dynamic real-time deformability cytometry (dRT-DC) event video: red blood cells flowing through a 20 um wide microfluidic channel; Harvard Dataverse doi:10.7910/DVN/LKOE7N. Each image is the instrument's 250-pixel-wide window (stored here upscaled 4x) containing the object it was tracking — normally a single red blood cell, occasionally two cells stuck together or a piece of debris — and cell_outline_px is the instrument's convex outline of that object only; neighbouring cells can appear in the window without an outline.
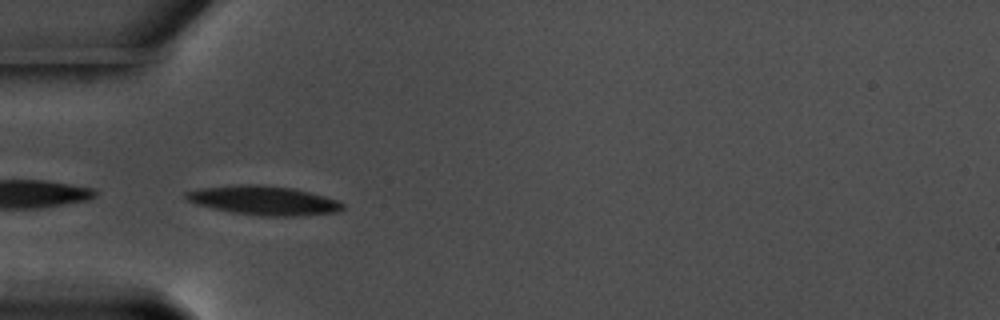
{"species": "common noctule bat (a hibernating species)", "species_latin": "Nyctalus noctula", "temperature_condition": "warm", "stored_images_in_passage": 39, "camera_frame_rate_fps": 3000, "um_per_image_px": 0.085, "animal": {"sex": "male", "body_mass_g": 17.5, "forearm_length_mm": 52.3}, "frame": {"image": 1, "passage_image": 1, "time_ms": 0.0, "image_size_px": [1000, 320], "cell_outline_px": [[344, 208], [336, 212], [300, 216], [260, 216], [232, 212], [196, 204], [188, 200], [184, 196], [184, 192], [200, 188], [240, 184], [260, 184], [292, 188], [324, 196], [336, 200], [344, 204]], "centroid_in_image_um": [22.4, 17.03], "position_along_channel_um": 62.6, "area_um2": 26.47}}
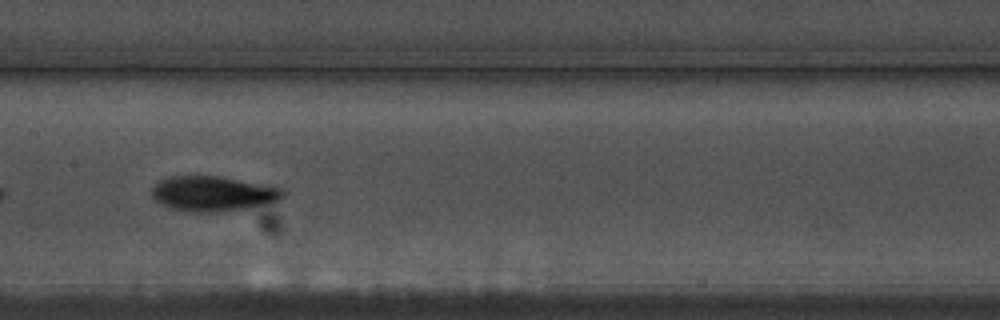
{"frame": {"image": 2, "passage_image": 12, "time_ms": 3.667, "image_size_px": [1000, 320], "cell_outline_px": [[288, 192], [280, 200], [244, 208], [216, 212], [192, 212], [168, 208], [160, 204], [152, 196], [152, 188], [160, 180], [168, 176], [216, 176], [268, 184], [280, 188]], "centroid_in_image_um": [18.1, 16.45], "position_along_channel_um": 189.3, "area_um2": 26.82}}
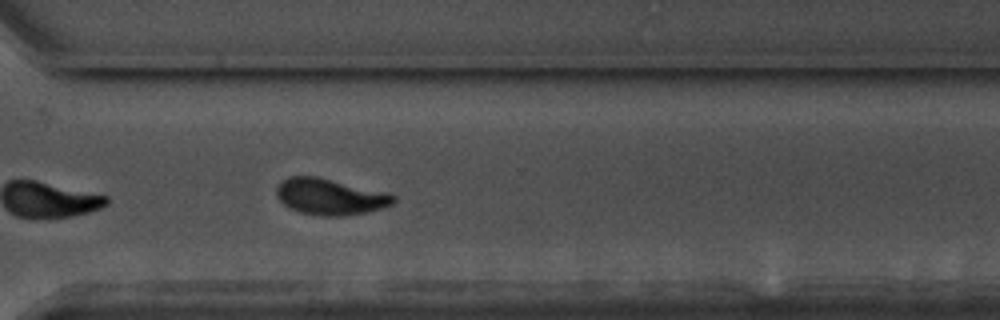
{"frame": {"image": 3, "passage_image": 25, "time_ms": 8.0, "image_size_px": [1000, 320], "cell_outline_px": [[396, 200], [392, 204], [380, 208], [364, 212], [344, 216], [320, 216], [300, 212], [284, 204], [276, 196], [276, 188], [288, 176], [316, 176], [388, 192], [396, 196]], "centroid_in_image_um": [28.07, 16.71], "position_along_channel_um": 342.5, "area_um2": 24.57}, "authors_computed_cell_mechanics": {"area_um2": 24.7962, "velocity_mm_per_s": 3.5392, "shape_relaxation_time_tau1_ms": 3.0662, "shape_relaxation_time_tau2_ms": 2.042, "deformation_change_tau1": 0.1464, "deformation_change_tau2": 0.0733}}